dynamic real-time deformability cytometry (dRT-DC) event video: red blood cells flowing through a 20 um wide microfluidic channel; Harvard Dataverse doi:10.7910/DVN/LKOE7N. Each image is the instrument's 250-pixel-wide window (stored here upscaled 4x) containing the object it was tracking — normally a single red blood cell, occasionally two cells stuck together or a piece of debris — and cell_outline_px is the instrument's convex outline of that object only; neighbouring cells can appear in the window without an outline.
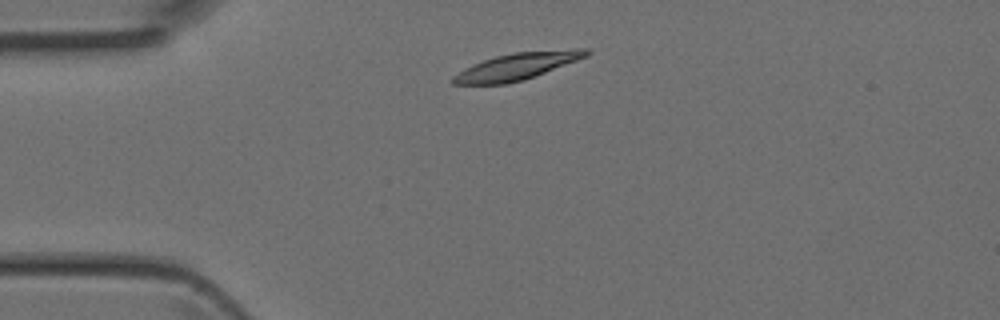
{"species": "Egyptian fruit bat (a non-hibernating species)", "species_latin": "Rousettus aegyptiacus", "temperature_condition": "room temperature", "stored_images_in_passage": 4, "camera_frame_rate_fps": 3000, "um_per_image_px": 0.085, "animal": {"sex": "female"}, "frame": {"image": 1, "passage_image": 2, "time_ms": 0.333, "image_size_px": [1000, 320], "cell_outline_px": [[592, 52], [588, 56], [524, 80], [504, 84], [452, 84], [452, 76], [464, 68], [472, 64], [496, 56], [512, 52], [572, 48], [588, 48]], "centroid_in_image_um": [43.98, 5.62], "position_along_channel_um": 41.0, "area_um2": 21.04}}
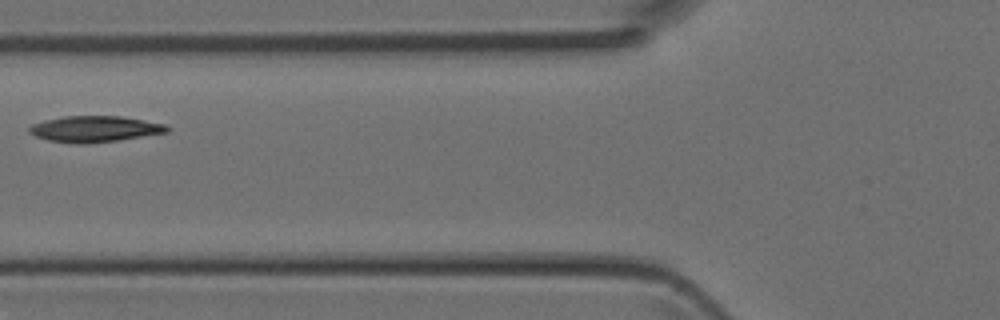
{"frame": {"image": 2, "passage_image": 4, "time_ms": 1.0, "image_size_px": [1000, 320], "cell_outline_px": [[172, 128], [168, 132], [116, 140], [84, 144], [76, 144], [48, 140], [36, 136], [28, 132], [28, 128], [32, 124], [44, 120], [64, 116], [120, 116], [144, 120], [164, 124]], "centroid_in_image_um": [8.03, 10.96], "position_along_channel_um": 117.8, "area_um2": 20.87}}